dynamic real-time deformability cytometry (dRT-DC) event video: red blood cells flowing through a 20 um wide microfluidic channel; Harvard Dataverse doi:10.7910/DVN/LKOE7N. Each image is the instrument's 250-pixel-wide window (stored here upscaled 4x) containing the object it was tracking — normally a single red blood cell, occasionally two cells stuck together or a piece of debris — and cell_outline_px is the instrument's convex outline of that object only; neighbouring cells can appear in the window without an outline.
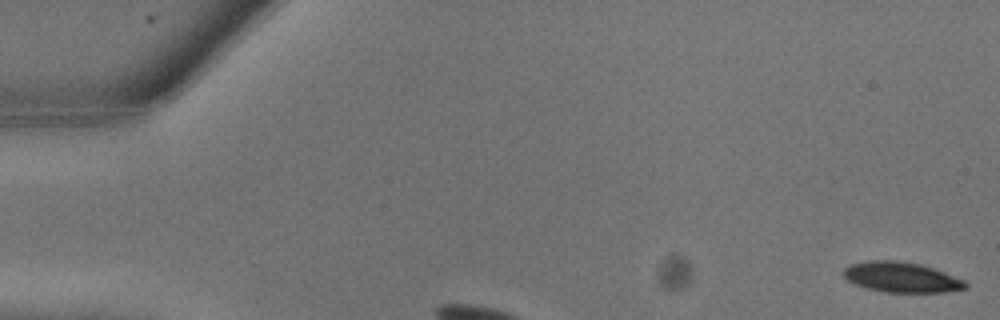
{"species": "common noctule bat (a hibernating species)", "species_latin": "Nyctalus noctula", "temperature_condition": "warm", "stored_images_in_passage": 21, "camera_frame_rate_fps": 3000, "um_per_image_px": 0.085, "animal": {"sex": "male", "body_mass_g": 13.3}, "frame": {"image": 1, "passage_image": 1, "time_ms": 0.0, "image_size_px": [1000, 320], "cell_outline_px": [[968, 284], [964, 288], [944, 292], [884, 292], [868, 288], [856, 284], [848, 280], [844, 276], [844, 268], [852, 264], [868, 260], [900, 260], [920, 264], [944, 272], [964, 280]], "centroid_in_image_um": [76.61, 23.55], "position_along_channel_um": 8.4, "area_um2": 21.27}}
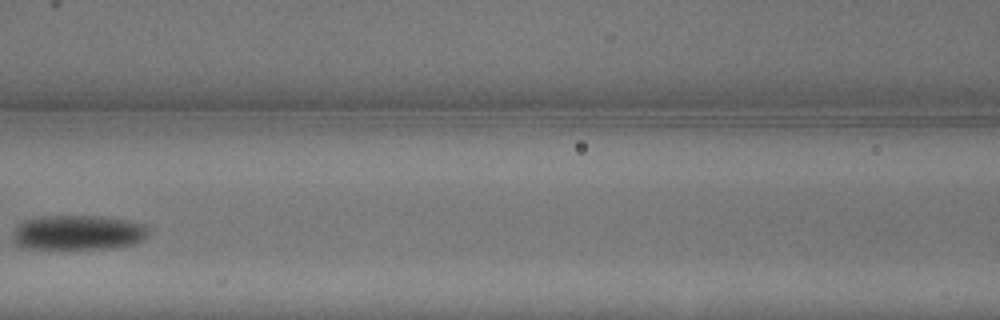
{"frame": {"image": 2, "passage_image": 12, "time_ms": 3.667, "image_size_px": [1000, 320], "cell_outline_px": [[152, 228], [148, 236], [144, 240], [136, 244], [112, 248], [20, 248], [12, 240], [12, 232], [16, 224], [24, 220], [40, 216], [100, 216], [128, 220], [148, 224]], "centroid_in_image_um": [6.68, 19.76], "position_along_channel_um": 159.9, "area_um2": 28.21}}
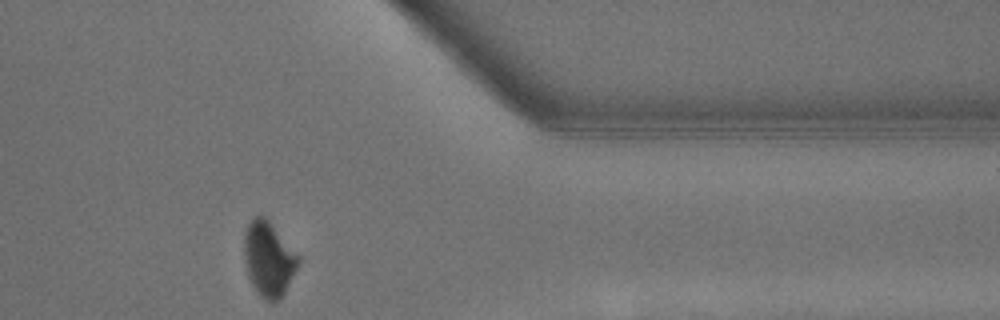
{"frame": {"image": 3, "passage_image": 21, "time_ms": 6.667, "image_size_px": [1000, 320], "cell_outline_px": [[300, 260], [284, 292], [276, 300], [264, 300], [256, 292], [248, 276], [244, 252], [244, 232], [248, 224], [256, 216], [264, 216], [268, 220], [300, 256]], "centroid_in_image_um": [22.82, 21.99], "position_along_channel_um": 388.6, "area_um2": 23.06}}